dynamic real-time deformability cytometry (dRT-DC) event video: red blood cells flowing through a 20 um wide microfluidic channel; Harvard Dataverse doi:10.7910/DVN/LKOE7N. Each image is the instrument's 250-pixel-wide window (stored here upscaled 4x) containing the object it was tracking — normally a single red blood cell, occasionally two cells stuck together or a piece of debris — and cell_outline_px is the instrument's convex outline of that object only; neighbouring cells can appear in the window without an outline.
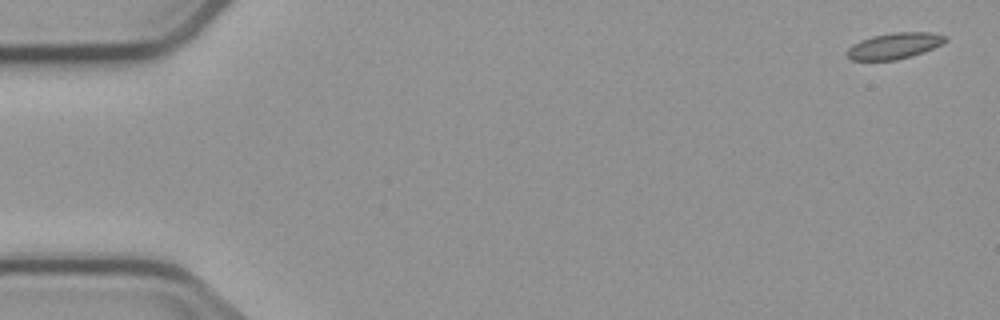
{"species": "common noctule bat (a hibernating species)", "species_latin": "Nyctalus noctula", "temperature_condition": "cold", "stored_images_in_passage": 6, "camera_frame_rate_fps": 3000, "um_per_image_px": 0.085, "animal": {"sex": "male", "body_mass_g": 23.1, "forearm_length_mm": 52.7}, "frame": {"image": 1, "passage_image": 1, "time_ms": 0.0, "image_size_px": [1000, 320], "cell_outline_px": [[948, 40], [924, 52], [896, 60], [852, 60], [848, 56], [848, 48], [852, 44], [860, 40], [872, 36], [892, 32], [932, 32], [944, 36]], "centroid_in_image_um": [76.01, 3.88], "position_along_channel_um": 9.0, "area_um2": 14.8}}
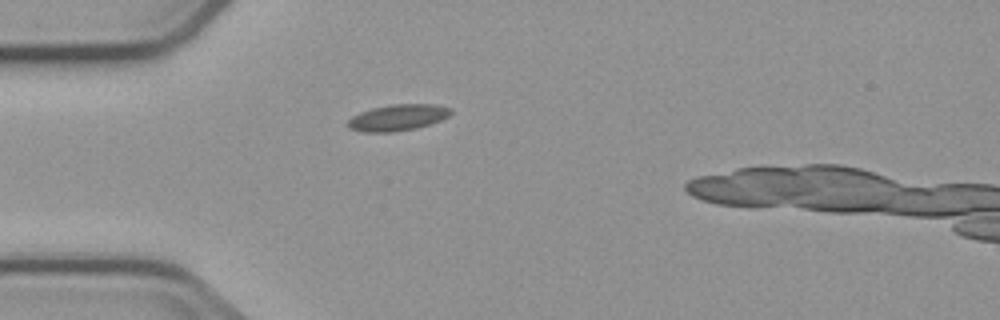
{"frame": {"image": 2, "passage_image": 5, "time_ms": 4.667, "image_size_px": [1000, 320], "cell_outline_px": [[452, 112], [448, 116], [440, 120], [416, 128], [392, 132], [360, 132], [348, 128], [348, 120], [352, 116], [360, 112], [372, 108], [392, 104], [436, 104], [452, 108]], "centroid_in_image_um": [33.79, 9.99], "position_along_channel_um": 51.2, "area_um2": 15.78}}